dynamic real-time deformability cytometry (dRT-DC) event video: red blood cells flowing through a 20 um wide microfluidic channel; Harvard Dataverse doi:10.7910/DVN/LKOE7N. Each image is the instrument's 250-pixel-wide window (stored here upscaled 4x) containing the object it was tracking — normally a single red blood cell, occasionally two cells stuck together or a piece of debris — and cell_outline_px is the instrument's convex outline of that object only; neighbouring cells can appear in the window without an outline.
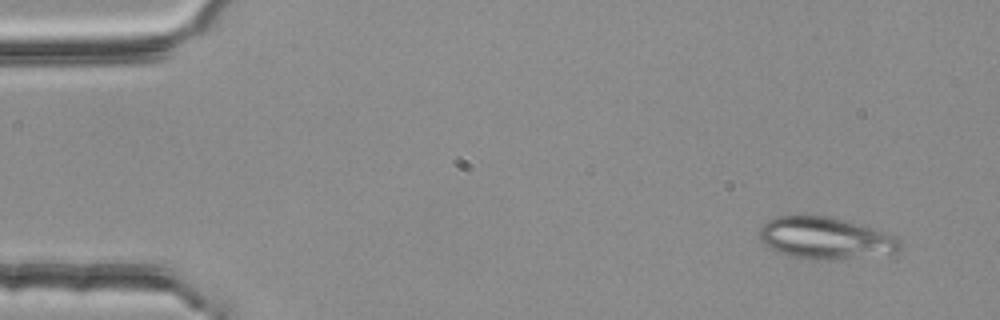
{"species": "common noctule bat (a hibernating species)", "species_latin": "Nyctalus noctula", "temperature_condition": "room temperature", "stored_images_in_passage": 3, "camera_frame_rate_fps": 3000, "um_per_image_px": 0.085, "animal": {"sex": "female", "body_mass_g": 25.1}, "frame": {"image": 1, "passage_image": 1, "time_ms": 0.0, "image_size_px": [1000, 320], "cell_outline_px": [[900, 248], [896, 252], [840, 260], [812, 260], [792, 256], [776, 252], [764, 244], [760, 236], [760, 228], [768, 220], [776, 216], [828, 216], [876, 228], [896, 236], [900, 240]], "centroid_in_image_um": [70.18, 20.25], "position_along_channel_um": 14.8, "area_um2": 34.39}}